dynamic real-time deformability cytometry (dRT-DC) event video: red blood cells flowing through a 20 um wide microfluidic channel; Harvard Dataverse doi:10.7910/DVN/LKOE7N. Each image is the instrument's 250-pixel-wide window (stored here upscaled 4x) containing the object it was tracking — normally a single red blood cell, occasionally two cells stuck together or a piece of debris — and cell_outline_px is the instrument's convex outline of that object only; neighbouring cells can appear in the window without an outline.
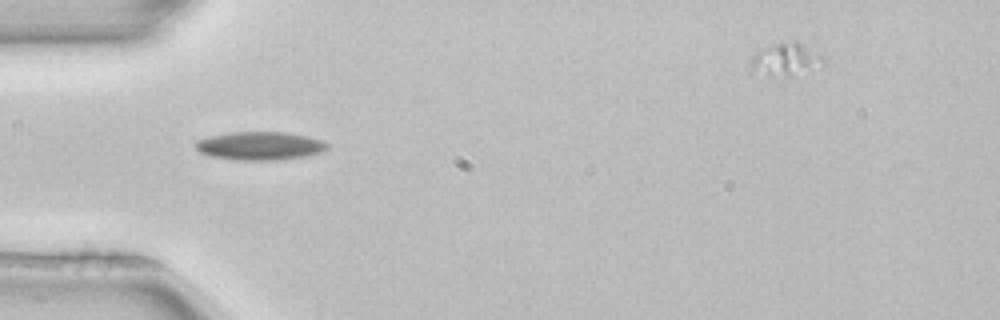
{"species": "common noctule bat (a hibernating species)", "species_latin": "Nyctalus noctula", "temperature_condition": "room temperature", "stored_images_in_passage": 50, "camera_frame_rate_fps": 3000, "um_per_image_px": 0.085, "animal": {"sex": "female", "body_mass_g": 22.7, "forearm_length_mm": 54.2}, "frame": {"image": 1, "passage_image": 15, "time_ms": 4.667, "image_size_px": [1000, 320], "cell_outline_px": [[328, 148], [324, 152], [308, 156], [280, 160], [232, 160], [208, 156], [200, 152], [196, 148], [196, 140], [208, 136], [228, 132], [288, 132], [308, 136], [320, 140], [328, 144]], "centroid_in_image_um": [22.09, 12.4], "position_along_channel_um": 62.9, "area_um2": 22.14}}